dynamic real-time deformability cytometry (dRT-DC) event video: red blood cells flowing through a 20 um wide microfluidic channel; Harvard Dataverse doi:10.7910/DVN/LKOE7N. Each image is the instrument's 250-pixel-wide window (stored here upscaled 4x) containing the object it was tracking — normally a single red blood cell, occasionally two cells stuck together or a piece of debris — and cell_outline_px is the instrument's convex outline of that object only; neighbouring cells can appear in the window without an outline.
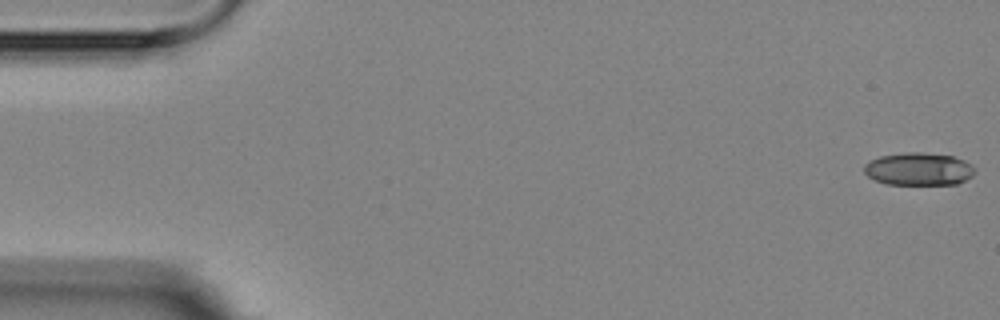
{"species": "Egyptian fruit bat (a non-hibernating species)", "species_latin": "Rousettus aegyptiacus", "temperature_condition": "room temperature", "stored_images_in_passage": 4, "camera_frame_rate_fps": 3000, "um_per_image_px": 0.085, "animal": {"sex": "female"}, "frame": {"image": 1, "passage_image": 1, "time_ms": 0.0, "image_size_px": [1000, 320], "cell_outline_px": [[976, 172], [972, 176], [956, 184], [884, 184], [868, 176], [864, 172], [864, 164], [868, 160], [880, 156], [908, 152], [920, 152], [952, 156], [964, 160], [976, 168]], "centroid_in_image_um": [78.08, 14.36], "position_along_channel_um": 6.9, "area_um2": 21.15}}
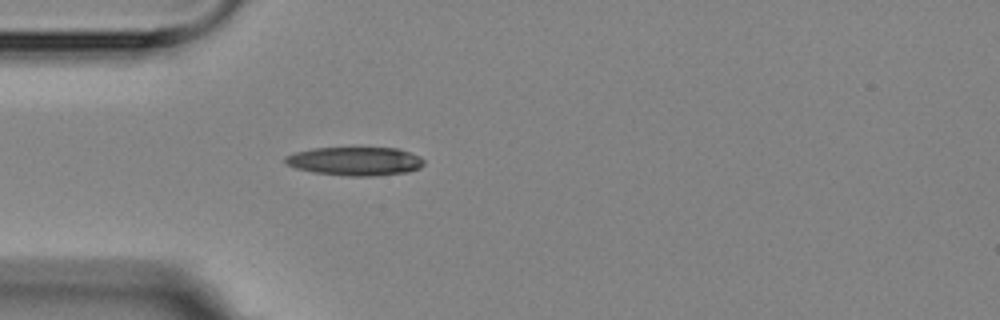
{"frame": {"image": 2, "passage_image": 4, "time_ms": 5.0, "image_size_px": [1000, 320], "cell_outline_px": [[424, 164], [420, 168], [408, 172], [372, 176], [348, 176], [312, 172], [296, 168], [284, 164], [284, 156], [296, 152], [312, 148], [400, 148], [420, 156], [424, 160]], "centroid_in_image_um": [30.18, 13.7], "position_along_channel_um": 54.8, "area_um2": 23.29}}